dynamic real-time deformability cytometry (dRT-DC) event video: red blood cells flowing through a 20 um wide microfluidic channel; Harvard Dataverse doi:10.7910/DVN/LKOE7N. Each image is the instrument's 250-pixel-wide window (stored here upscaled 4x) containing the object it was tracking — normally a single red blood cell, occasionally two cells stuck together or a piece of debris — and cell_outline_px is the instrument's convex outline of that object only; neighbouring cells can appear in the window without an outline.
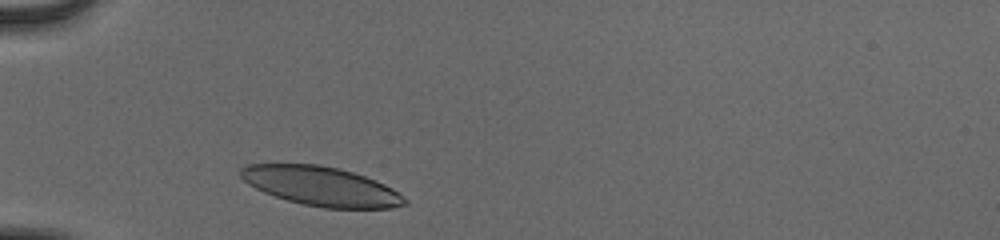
{"species": "human", "species_latin": "Homo sapiens", "temperature_condition": "cold", "stored_images_in_passage": 30, "camera_frame_rate_fps": 3000, "um_per_image_px": 0.085, "donor": {"sex": "male"}, "frame": {"image": 1, "passage_image": 2, "time_ms": 0.333, "image_size_px": [1000, 240], "cell_outline_px": [[408, 204], [392, 208], [324, 208], [304, 204], [288, 200], [264, 192], [248, 184], [240, 176], [240, 168], [248, 164], [320, 164], [340, 168], [376, 180], [392, 188], [408, 200]], "centroid_in_image_um": [27.31, 15.82], "position_along_channel_um": 57.7, "area_um2": 37.4}}
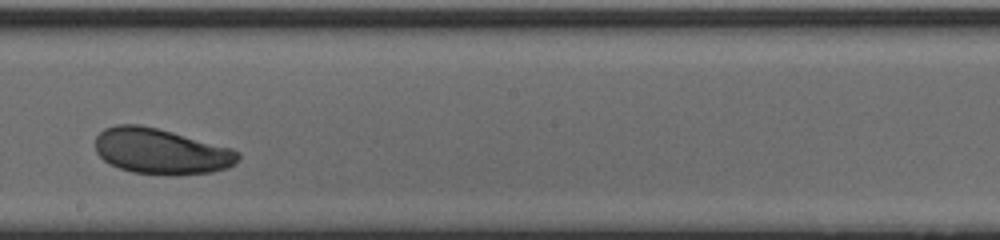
{"frame": {"image": 2, "passage_image": 17, "time_ms": 5.333, "image_size_px": [1000, 240], "cell_outline_px": [[240, 160], [236, 164], [228, 168], [212, 172], [180, 176], [168, 176], [132, 172], [120, 168], [104, 160], [96, 152], [96, 136], [104, 128], [116, 124], [140, 124], [172, 132], [232, 148], [240, 152]], "centroid_in_image_um": [13.73, 12.88], "position_along_channel_um": 234.5, "area_um2": 38.38}}
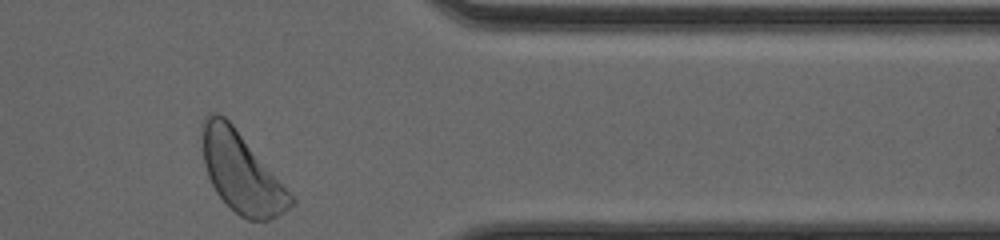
{"frame": {"image": 3, "passage_image": 30, "time_ms": 9.667, "image_size_px": [1000, 240], "cell_outline_px": [[296, 200], [284, 212], [268, 220], [248, 220], [240, 216], [216, 192], [208, 176], [204, 164], [204, 116], [212, 112], [216, 112], [224, 116], [232, 124]], "centroid_in_image_um": [20.52, 14.68], "position_along_channel_um": 390.9, "area_um2": 39.88}, "authors_computed_cell_mechanics": {"area_um2": 37.6278, "velocity_mm_per_s": 3.8413, "shape_relaxation_time_tau1_ms": 1.8048, "shape_relaxation_time_tau2_ms": 7.6425, "deformation_change_tau1": 0.1026, "deformation_change_tau2": 0.1328}}